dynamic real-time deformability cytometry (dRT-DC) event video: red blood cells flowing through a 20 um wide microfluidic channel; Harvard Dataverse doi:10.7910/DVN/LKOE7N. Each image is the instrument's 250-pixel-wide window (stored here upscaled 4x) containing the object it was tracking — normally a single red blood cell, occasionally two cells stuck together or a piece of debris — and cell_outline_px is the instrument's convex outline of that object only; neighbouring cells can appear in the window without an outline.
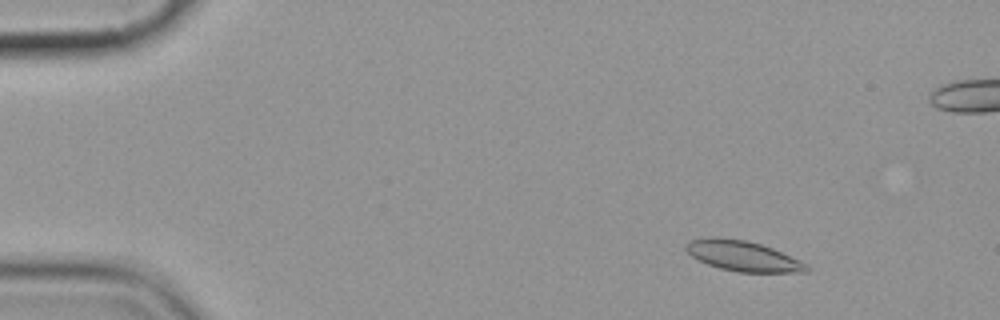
{"species": "common noctule bat (a hibernating species)", "species_latin": "Nyctalus noctula", "temperature_condition": "cold", "stored_images_in_passage": 7, "camera_frame_rate_fps": 3000, "um_per_image_px": 0.085, "animal": {"sex": "female", "body_mass_g": 19.9}, "frame": {"image": 1, "passage_image": 3, "time_ms": 2.333, "image_size_px": [1000, 320], "cell_outline_px": [[812, 268], [808, 272], [736, 272], [720, 268], [708, 264], [692, 256], [684, 248], [684, 244], [688, 240], [708, 236], [720, 236], [748, 240], [772, 248], [800, 260], [808, 264]], "centroid_in_image_um": [63.13, 21.73], "position_along_channel_um": 21.9, "area_um2": 21.68}}